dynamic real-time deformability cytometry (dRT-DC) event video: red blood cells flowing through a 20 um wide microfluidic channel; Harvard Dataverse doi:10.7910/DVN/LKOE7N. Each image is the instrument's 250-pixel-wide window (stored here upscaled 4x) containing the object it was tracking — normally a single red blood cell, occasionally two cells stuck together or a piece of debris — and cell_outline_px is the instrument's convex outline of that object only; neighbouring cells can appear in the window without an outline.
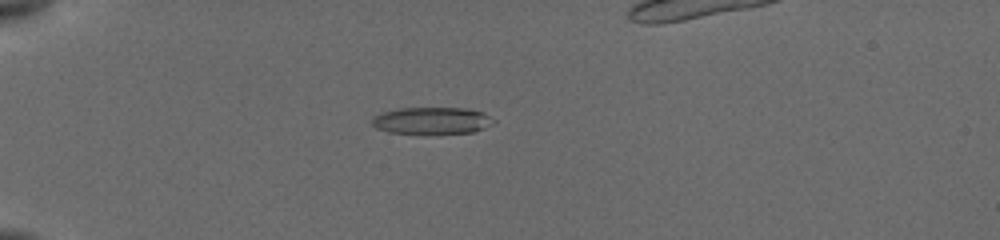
{"species": "common noctule bat (a hibernating species)", "species_latin": "Nyctalus noctula", "temperature_condition": "cold", "stored_images_in_passage": 42, "camera_frame_rate_fps": 3000, "um_per_image_px": 0.085, "animal": {"sex": "female", "body_mass_g": 19.5, "forearm_length_mm": 54.1}, "frame": {"image": 1, "passage_image": 8, "time_ms": 2.333, "image_size_px": [1000, 240], "cell_outline_px": [[496, 120], [492, 124], [484, 128], [472, 132], [388, 132], [376, 128], [372, 124], [372, 116], [384, 112], [400, 108], [468, 108], [484, 112]], "centroid_in_image_um": [36.73, 10.22], "position_along_channel_um": 48.3, "area_um2": 18.67}}
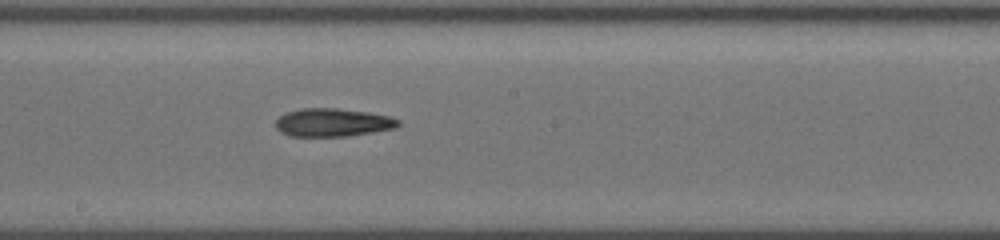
{"frame": {"image": 2, "passage_image": 22, "time_ms": 7.667, "image_size_px": [1000, 240], "cell_outline_px": [[400, 124], [396, 128], [348, 136], [288, 136], [280, 132], [276, 128], [276, 120], [280, 116], [288, 112], [300, 108], [336, 108], [364, 112], [388, 116], [400, 120]], "centroid_in_image_um": [28.26, 10.42], "position_along_channel_um": 219.9, "area_um2": 20.0}}
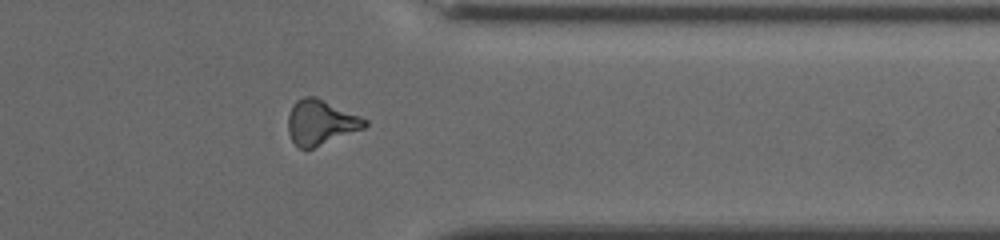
{"frame": {"image": 3, "passage_image": 36, "time_ms": 12.0, "image_size_px": [1000, 240], "cell_outline_px": [[368, 124], [364, 128], [312, 148], [300, 148], [292, 140], [288, 132], [288, 116], [292, 104], [296, 100], [304, 96], [316, 96], [360, 116], [368, 120]], "centroid_in_image_um": [27.24, 10.37], "position_along_channel_um": 384.2, "area_um2": 19.94}}